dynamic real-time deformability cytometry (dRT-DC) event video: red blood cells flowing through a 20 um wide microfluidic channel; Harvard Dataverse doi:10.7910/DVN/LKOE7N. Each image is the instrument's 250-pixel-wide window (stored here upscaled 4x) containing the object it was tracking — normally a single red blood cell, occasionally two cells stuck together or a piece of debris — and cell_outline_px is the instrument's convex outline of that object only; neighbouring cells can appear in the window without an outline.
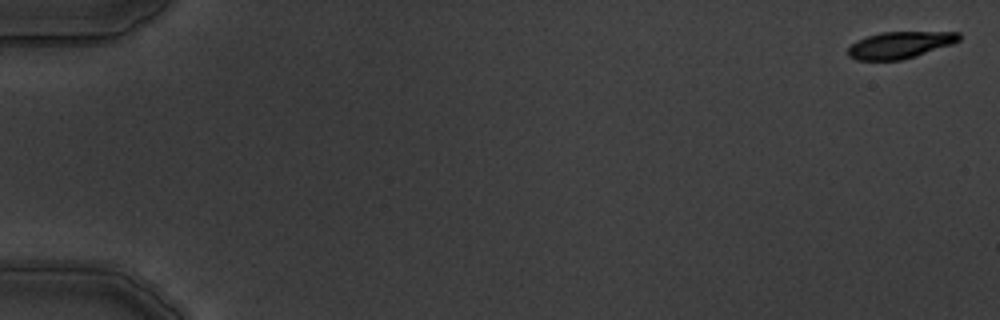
{"species": "common noctule bat (a hibernating species)", "species_latin": "Nyctalus noctula", "temperature_condition": "warm", "stored_images_in_passage": 6, "camera_frame_rate_fps": 3000, "um_per_image_px": 0.085, "animal": {"sex": "male", "body_mass_g": 19.5, "forearm_length_mm": 54.6}, "frame": {"image": 1, "passage_image": 1, "time_ms": 0.0, "image_size_px": [1000, 320], "cell_outline_px": [[960, 40], [952, 44], [916, 56], [900, 60], [856, 60], [848, 56], [848, 48], [856, 40], [880, 32], [960, 32]], "centroid_in_image_um": [76.48, 3.82], "position_along_channel_um": 8.5, "area_um2": 17.28}}
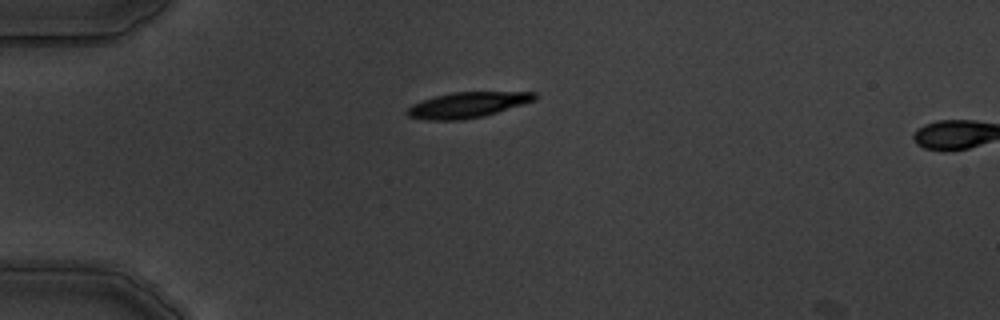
{"frame": {"image": 2, "passage_image": 5, "time_ms": 4.667, "image_size_px": [1000, 320], "cell_outline_px": [[540, 96], [536, 100], [484, 116], [464, 120], [428, 120], [408, 116], [404, 112], [412, 104], [436, 96], [452, 92], [536, 92]], "centroid_in_image_um": [39.76, 8.92], "position_along_channel_um": 45.2, "area_um2": 19.02}}